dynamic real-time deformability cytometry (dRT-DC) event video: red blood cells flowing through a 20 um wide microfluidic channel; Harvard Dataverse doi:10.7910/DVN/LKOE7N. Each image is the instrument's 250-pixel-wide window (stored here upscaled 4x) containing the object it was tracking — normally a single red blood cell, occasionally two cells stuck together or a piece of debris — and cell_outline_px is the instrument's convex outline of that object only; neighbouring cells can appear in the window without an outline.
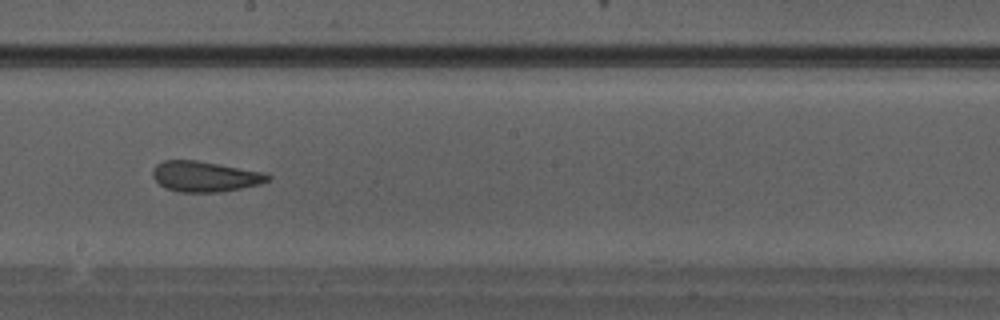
{"species": "Egyptian fruit bat (a non-hibernating species)", "species_latin": "Rousettus aegyptiacus", "temperature_condition": "warm", "stored_images_in_passage": 34, "camera_frame_rate_fps": 3000, "um_per_image_px": 0.085, "animal": {"sex": "male"}, "frame": {"image": 1, "passage_image": 20, "time_ms": 6.333, "image_size_px": [1000, 320], "cell_outline_px": [[272, 180], [260, 184], [220, 192], [180, 192], [164, 188], [152, 176], [152, 168], [156, 164], [164, 160], [196, 160], [260, 172], [272, 176]], "centroid_in_image_um": [17.38, 15.01], "position_along_channel_um": 230.8, "area_um2": 20.35}}